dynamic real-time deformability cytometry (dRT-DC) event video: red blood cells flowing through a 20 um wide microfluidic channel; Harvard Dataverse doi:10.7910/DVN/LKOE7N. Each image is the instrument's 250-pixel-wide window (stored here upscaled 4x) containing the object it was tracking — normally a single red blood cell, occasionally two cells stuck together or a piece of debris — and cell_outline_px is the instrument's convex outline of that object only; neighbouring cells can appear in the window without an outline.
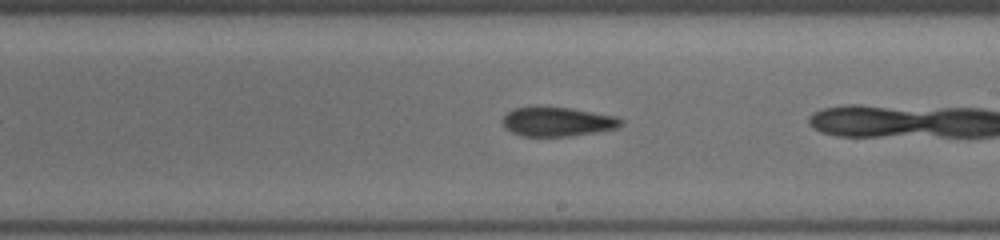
{"species": "common noctule bat (a hibernating species)", "species_latin": "Nyctalus noctula", "temperature_condition": "cold", "stored_images_in_passage": 21, "camera_frame_rate_fps": 3000, "um_per_image_px": 0.085, "animal": {"sex": "female", "body_mass_g": 19.5, "forearm_length_mm": 54.1}, "frame": {"image": 1, "passage_image": 20, "time_ms": 6.333, "image_size_px": [1000, 240], "cell_outline_px": [[624, 124], [616, 128], [572, 136], [524, 136], [512, 132], [504, 128], [500, 120], [508, 112], [516, 108], [572, 108], [620, 116], [624, 120]], "centroid_in_image_um": [47.44, 10.35], "position_along_channel_um": 241.6, "area_um2": 20.11}}